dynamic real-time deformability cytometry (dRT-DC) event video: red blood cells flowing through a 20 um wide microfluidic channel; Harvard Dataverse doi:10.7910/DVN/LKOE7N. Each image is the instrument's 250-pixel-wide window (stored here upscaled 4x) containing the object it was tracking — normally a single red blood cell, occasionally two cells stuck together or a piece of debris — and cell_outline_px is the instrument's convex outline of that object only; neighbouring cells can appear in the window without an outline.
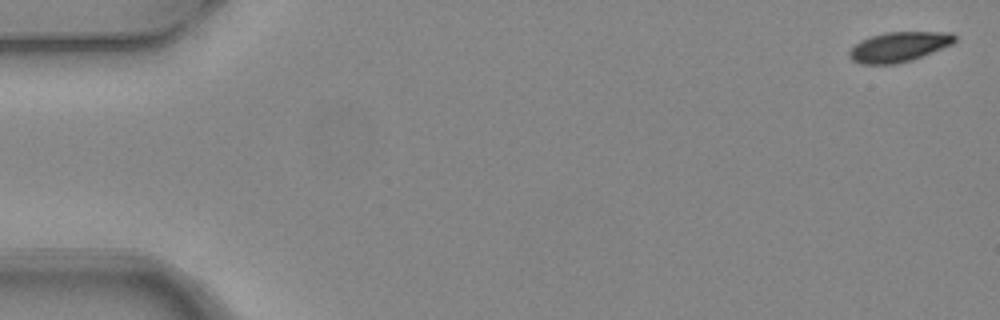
{"species": "common noctule bat (a hibernating species)", "species_latin": "Nyctalus noctula", "temperature_condition": "warm", "stored_images_in_passage": 6, "camera_frame_rate_fps": 3000, "um_per_image_px": 0.085, "animal": {"sex": "female", "body_mass_g": 24.6, "forearm_length_mm": 56.2}, "frame": {"image": 1, "passage_image": 1, "time_ms": 0.0, "image_size_px": [1000, 320], "cell_outline_px": [[956, 40], [952, 44], [912, 60], [896, 64], [860, 64], [852, 60], [848, 56], [848, 52], [860, 40], [872, 36], [888, 32], [952, 32], [956, 36]], "centroid_in_image_um": [76.4, 3.98], "position_along_channel_um": 8.6, "area_um2": 18.32}}
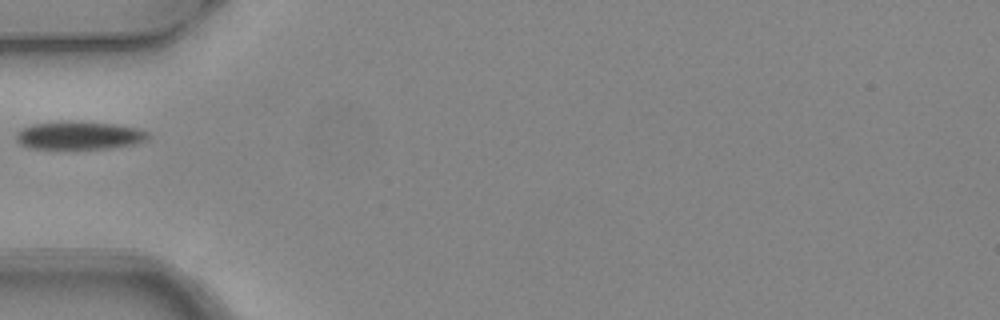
{"frame": {"image": 2, "passage_image": 5, "time_ms": 1.333, "image_size_px": [1000, 320], "cell_outline_px": [[152, 136], [148, 140], [136, 144], [112, 148], [32, 148], [20, 144], [16, 140], [16, 132], [32, 124], [116, 124], [140, 128], [148, 132]], "centroid_in_image_um": [6.85, 11.56], "position_along_channel_um": 78.2, "area_um2": 20.63}}
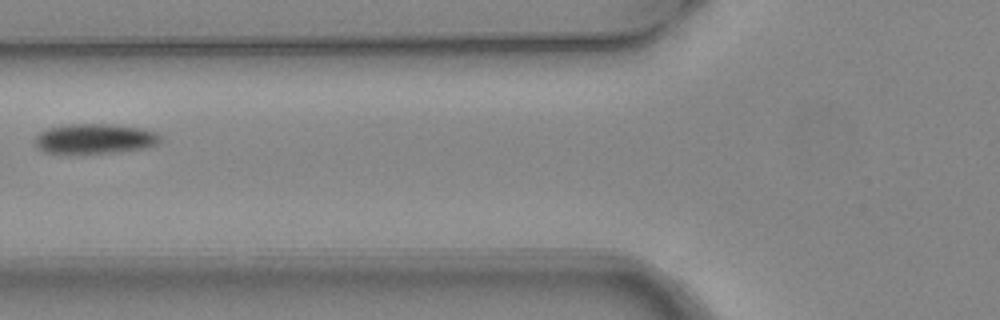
{"frame": {"image": 3, "passage_image": 6, "time_ms": 1.667, "image_size_px": [1000, 320], "cell_outline_px": [[160, 144], [144, 148], [116, 152], [40, 152], [36, 148], [36, 136], [40, 132], [48, 128], [68, 124], [112, 124], [136, 128], [156, 132], [160, 136]], "centroid_in_image_um": [8.05, 11.78], "position_along_channel_um": 117.8, "area_um2": 21.5}}